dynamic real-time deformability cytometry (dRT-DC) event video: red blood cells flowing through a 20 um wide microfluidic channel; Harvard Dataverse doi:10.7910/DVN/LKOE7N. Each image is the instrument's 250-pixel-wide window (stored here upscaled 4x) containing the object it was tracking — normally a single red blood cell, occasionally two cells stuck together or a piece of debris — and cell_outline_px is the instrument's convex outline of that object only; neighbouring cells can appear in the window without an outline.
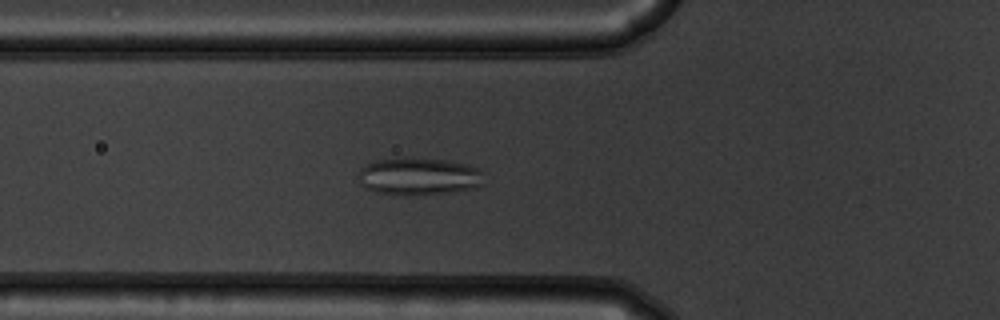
{"species": "common noctule bat (a hibernating species)", "species_latin": "Nyctalus noctula", "temperature_condition": "warm", "stored_images_in_passage": 54, "camera_frame_rate_fps": 3000, "um_per_image_px": 0.085, "animal": {"sex": "male", "body_mass_g": 19.5, "forearm_length_mm": 54.6}, "frame": {"image": 1, "passage_image": 20, "time_ms": 6.333, "image_size_px": [1000, 320], "cell_outline_px": [[484, 172], [480, 184], [476, 188], [456, 192], [416, 196], [392, 196], [376, 192], [364, 188], [356, 176], [360, 168], [376, 160], [400, 156], [444, 160], [464, 164], [480, 168]], "centroid_in_image_um": [35.55, 15.01], "position_along_channel_um": 90.3, "area_um2": 28.38}}
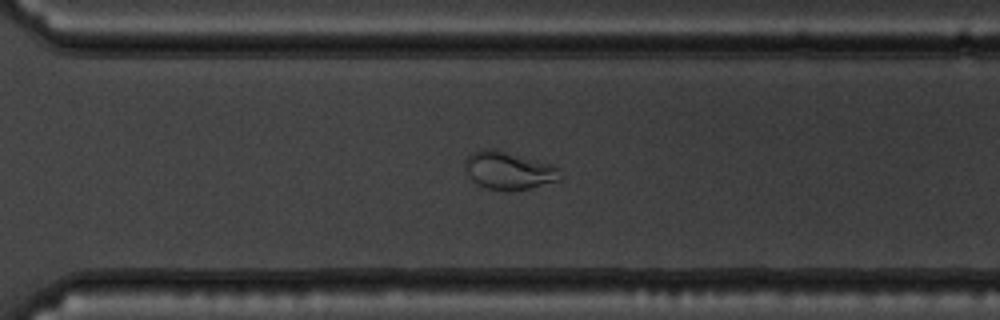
{"frame": {"image": 2, "passage_image": 39, "time_ms": 12.667, "image_size_px": [1000, 320], "cell_outline_px": [[564, 176], [560, 180], [512, 192], [484, 188], [472, 180], [468, 176], [464, 168], [464, 160], [472, 152], [480, 148], [496, 148], [556, 164], [560, 168]], "centroid_in_image_um": [43.27, 14.47], "position_along_channel_um": 327.3, "area_um2": 21.96}}
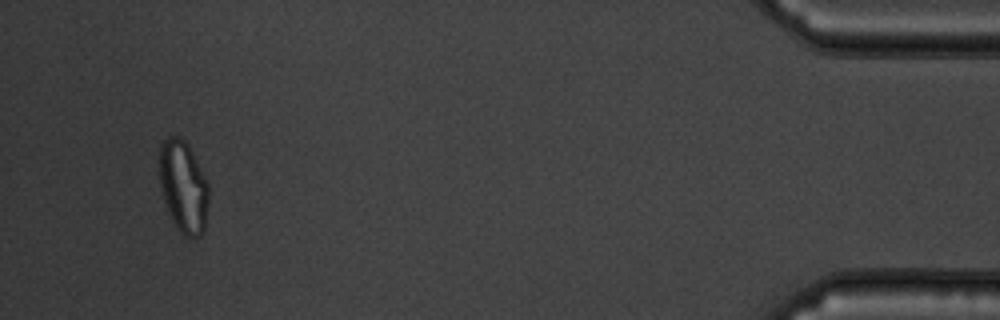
{"frame": {"image": 3, "passage_image": 52, "time_ms": 17.0, "image_size_px": [1000, 320], "cell_outline_px": [[208, 204], [204, 232], [200, 236], [192, 240], [184, 236], [176, 228], [168, 212], [164, 200], [160, 184], [160, 144], [164, 140], [172, 136], [180, 136], [188, 144], [208, 180]], "centroid_in_image_um": [15.61, 15.91], "position_along_channel_um": 419.6, "area_um2": 26.76}, "authors_computed_cell_mechanics": {"area_um2": 25.721, "velocity_mm_per_s": 3.753, "shape_relaxation_time_tau1_ms": null, "shape_relaxation_time_tau2_ms": 0.7891, "deformation_change_tau1": null, "deformation_change_tau2": 0.0686}}